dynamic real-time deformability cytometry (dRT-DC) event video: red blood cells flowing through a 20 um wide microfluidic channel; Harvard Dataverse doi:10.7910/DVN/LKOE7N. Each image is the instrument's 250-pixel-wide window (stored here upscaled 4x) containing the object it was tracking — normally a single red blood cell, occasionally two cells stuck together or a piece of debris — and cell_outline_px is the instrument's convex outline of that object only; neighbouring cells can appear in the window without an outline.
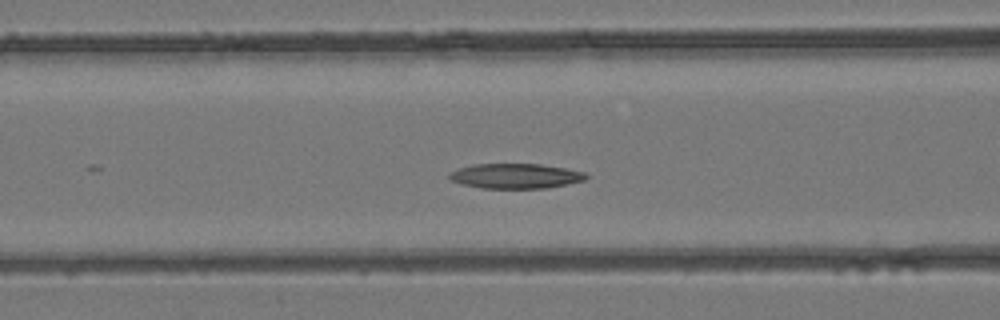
{"species": "common noctule bat (a hibernating species)", "species_latin": "Nyctalus noctula", "temperature_condition": "room temperature", "stored_images_in_passage": 33, "camera_frame_rate_fps": 3000, "um_per_image_px": 0.085, "animal": {"sex": "female", "body_mass_g": 24.6, "forearm_length_mm": 56.2}, "frame": {"image": 1, "passage_image": 13, "time_ms": 4.0, "image_size_px": [1000, 320], "cell_outline_px": [[588, 176], [584, 180], [548, 188], [484, 188], [464, 184], [452, 180], [448, 176], [452, 172], [460, 168], [472, 164], [540, 164], [564, 168], [584, 172]], "centroid_in_image_um": [43.84, 14.96], "position_along_channel_um": 122.8, "area_um2": 19.54}}
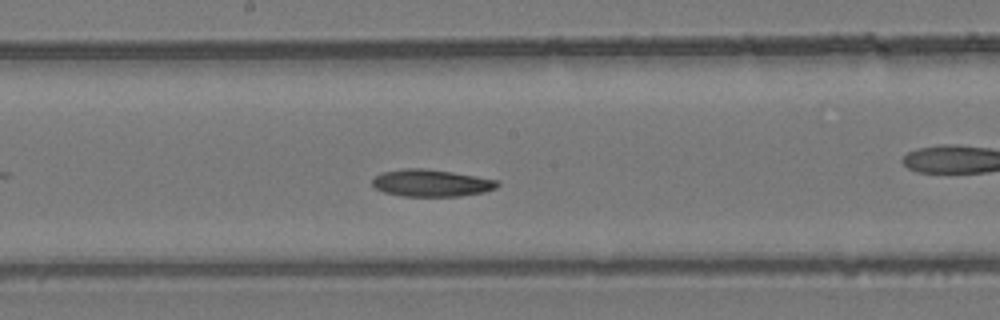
{"frame": {"image": 2, "passage_image": 19, "time_ms": 6.0, "image_size_px": [1000, 320], "cell_outline_px": [[500, 184], [496, 188], [484, 192], [460, 196], [404, 196], [384, 192], [376, 188], [372, 184], [372, 176], [380, 172], [404, 168], [424, 168], [452, 172], [500, 180]], "centroid_in_image_um": [36.65, 15.54], "position_along_channel_um": 211.6, "area_um2": 19.94}}
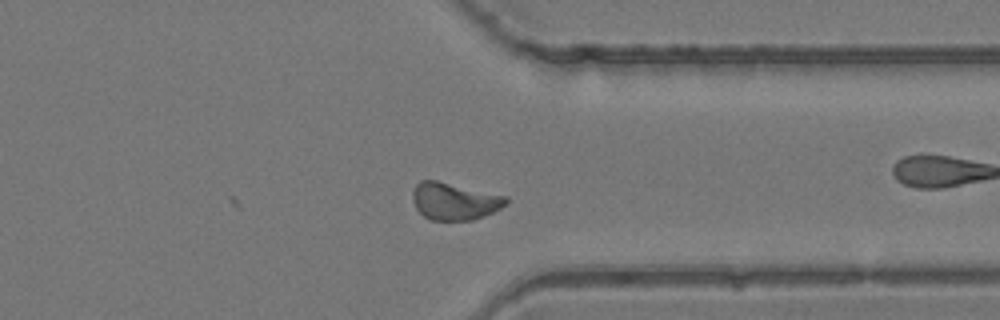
{"frame": {"image": 3, "passage_image": 30, "time_ms": 9.667, "image_size_px": [1000, 320], "cell_outline_px": [[508, 200], [500, 208], [484, 216], [472, 220], [432, 220], [424, 216], [416, 208], [412, 200], [412, 192], [416, 184], [420, 180], [436, 180], [508, 196]], "centroid_in_image_um": [38.6, 17.09], "position_along_channel_um": 372.8, "area_um2": 20.23}}